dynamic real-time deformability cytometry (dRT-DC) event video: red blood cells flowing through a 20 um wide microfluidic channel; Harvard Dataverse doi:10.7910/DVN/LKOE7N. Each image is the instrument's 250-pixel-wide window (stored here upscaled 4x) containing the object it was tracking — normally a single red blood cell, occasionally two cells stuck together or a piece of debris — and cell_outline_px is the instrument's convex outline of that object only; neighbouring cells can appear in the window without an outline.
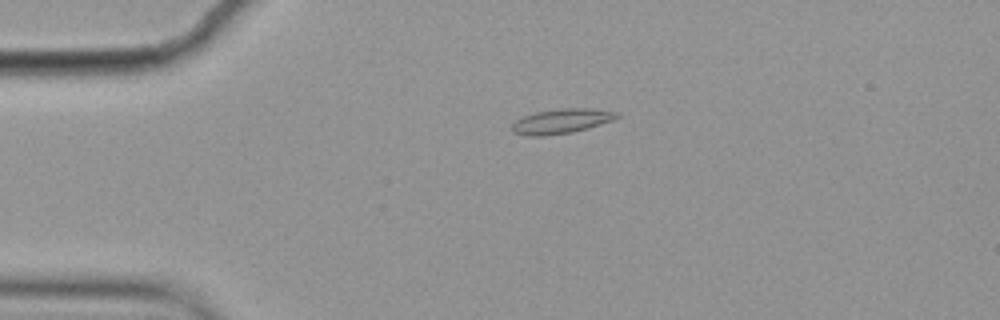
{"species": "common noctule bat (a hibernating species)", "species_latin": "Nyctalus noctula", "temperature_condition": "cold", "stored_images_in_passage": 3, "camera_frame_rate_fps": 3000, "um_per_image_px": 0.085, "animal": {"sex": "female", "body_mass_g": 19.9}, "frame": {"image": 1, "passage_image": 2, "time_ms": 0.333, "image_size_px": [1000, 320], "cell_outline_px": [[620, 116], [612, 120], [588, 128], [572, 132], [544, 136], [528, 136], [512, 132], [512, 124], [516, 120], [524, 116], [536, 112], [560, 108], [592, 108], [620, 112]], "centroid_in_image_um": [47.73, 10.29], "position_along_channel_um": 37.3, "area_um2": 15.14}}